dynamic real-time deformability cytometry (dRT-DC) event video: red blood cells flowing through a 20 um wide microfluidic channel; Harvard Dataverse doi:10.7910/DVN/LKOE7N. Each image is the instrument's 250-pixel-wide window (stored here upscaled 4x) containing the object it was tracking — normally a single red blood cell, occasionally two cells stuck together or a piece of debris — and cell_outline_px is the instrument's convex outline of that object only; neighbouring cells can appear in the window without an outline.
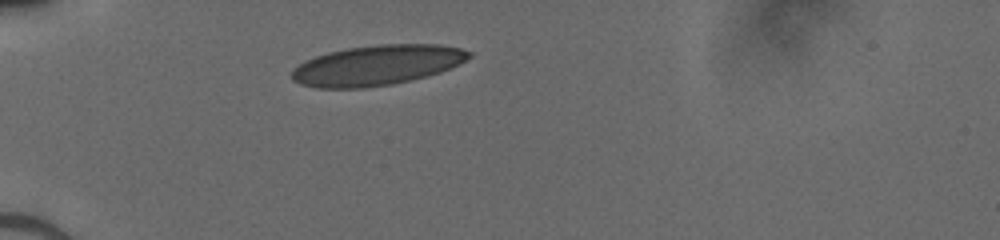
{"species": "human", "species_latin": "Homo sapiens", "temperature_condition": "cold", "stored_images_in_passage": 29, "camera_frame_rate_fps": 3000, "um_per_image_px": 0.085, "donor": {"sex": "male"}, "frame": {"image": 1, "passage_image": 1, "time_ms": 0.0, "image_size_px": [1000, 240], "cell_outline_px": [[472, 56], [460, 64], [440, 72], [392, 84], [364, 88], [316, 88], [300, 84], [292, 80], [288, 76], [292, 68], [304, 60], [328, 52], [348, 48], [380, 44], [440, 44], [460, 48], [472, 52]], "centroid_in_image_um": [31.99, 5.54], "position_along_channel_um": 53.0, "area_um2": 41.67}}
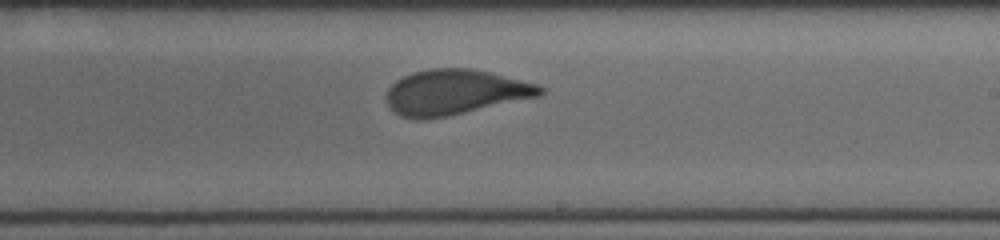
{"frame": {"image": 2, "passage_image": 17, "time_ms": 5.333, "image_size_px": [1000, 240], "cell_outline_px": [[544, 92], [540, 96], [448, 116], [420, 120], [416, 120], [400, 116], [388, 104], [384, 96], [388, 88], [396, 80], [412, 72], [428, 68], [468, 68], [488, 72], [536, 84], [544, 88]], "centroid_in_image_um": [38.62, 7.84], "position_along_channel_um": 250.4, "area_um2": 40.4}}
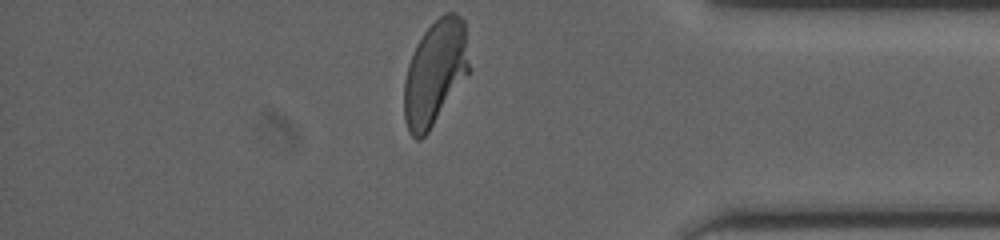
{"frame": {"image": 3, "passage_image": 29, "time_ms": 9.333, "image_size_px": [1000, 240], "cell_outline_px": [[472, 68], [428, 132], [420, 140], [416, 140], [408, 132], [404, 120], [404, 80], [408, 64], [412, 52], [416, 44], [424, 32], [444, 12], [456, 12], [464, 20]], "centroid_in_image_um": [36.99, 6.17], "position_along_channel_um": 398.2, "area_um2": 40.17}}